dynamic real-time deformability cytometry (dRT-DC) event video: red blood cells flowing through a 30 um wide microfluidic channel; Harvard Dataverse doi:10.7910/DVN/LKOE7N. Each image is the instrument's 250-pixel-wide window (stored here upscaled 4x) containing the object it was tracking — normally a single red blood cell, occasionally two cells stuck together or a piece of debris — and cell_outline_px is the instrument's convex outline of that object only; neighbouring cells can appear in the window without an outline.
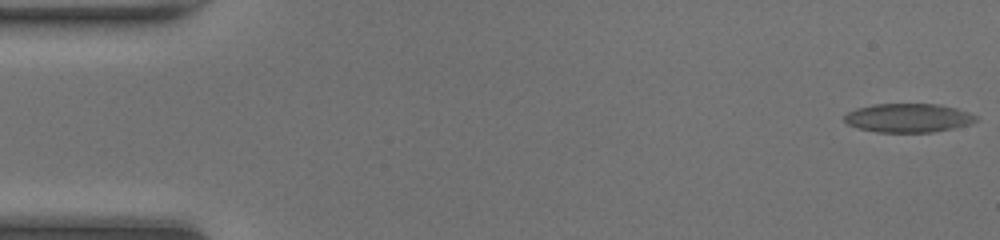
{"species": "common noctule bat (a hibernating species)", "species_latin": "Nyctalus noctula", "temperature_condition": "room temperature", "stored_images_in_passage": 48, "camera_frame_rate_fps": 3000, "um_per_image_px": 0.085, "animal": {"sex": "female", "body_mass_g": 20.0, "forearm_length_mm": 54.0}, "frame": {"image": 1, "passage_image": 1, "time_ms": 0.0, "image_size_px": [1000, 240], "cell_outline_px": [[976, 120], [972, 124], [932, 132], [876, 132], [860, 128], [848, 124], [844, 120], [844, 116], [848, 112], [856, 108], [872, 104], [940, 104], [956, 108], [968, 112], [976, 116]], "centroid_in_image_um": [77.2, 10.02], "position_along_channel_um": 7.8, "area_um2": 22.02}}
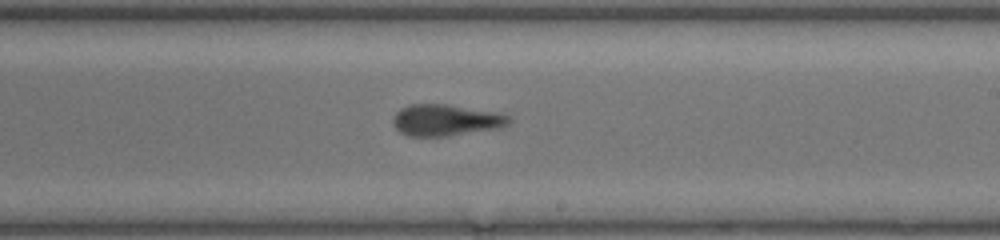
{"frame": {"image": 2, "passage_image": 28, "time_ms": 9.0, "image_size_px": [1000, 240], "cell_outline_px": [[512, 120], [508, 124], [500, 128], [448, 136], [408, 136], [400, 132], [392, 124], [392, 116], [400, 108], [408, 104], [444, 104], [504, 112], [512, 116]], "centroid_in_image_um": [37.94, 10.2], "position_along_channel_um": 251.1, "area_um2": 21.79}}
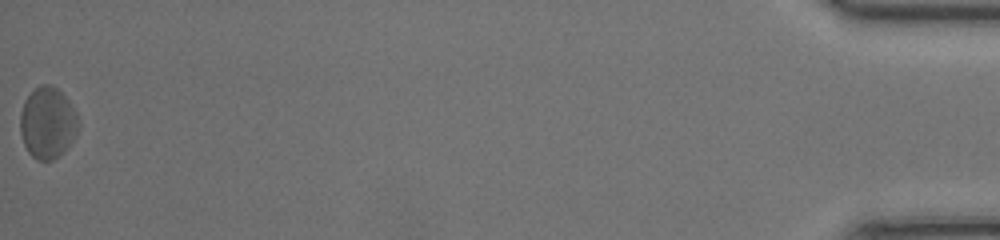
{"frame": {"image": 3, "passage_image": 48, "time_ms": 15.667, "image_size_px": [1000, 240], "cell_outline_px": [[80, 124], [76, 136], [64, 152], [60, 156], [52, 160], [36, 160], [28, 152], [24, 144], [20, 132], [20, 112], [24, 100], [40, 84], [48, 84], [56, 88], [68, 100], [76, 112]], "centroid_in_image_um": [4.05, 10.46], "position_along_channel_um": 431.1, "area_um2": 24.39}, "authors_computed_cell_mechanics": {"area_um2": 21.964, "velocity_mm_per_s": 4.2822, "shape_relaxation_time_tau1_ms": 4.1479, "shape_relaxation_time_tau2_ms": 1.7785, "deformation_change_tau1": 0.1076, "deformation_change_tau2": 0.0873}}